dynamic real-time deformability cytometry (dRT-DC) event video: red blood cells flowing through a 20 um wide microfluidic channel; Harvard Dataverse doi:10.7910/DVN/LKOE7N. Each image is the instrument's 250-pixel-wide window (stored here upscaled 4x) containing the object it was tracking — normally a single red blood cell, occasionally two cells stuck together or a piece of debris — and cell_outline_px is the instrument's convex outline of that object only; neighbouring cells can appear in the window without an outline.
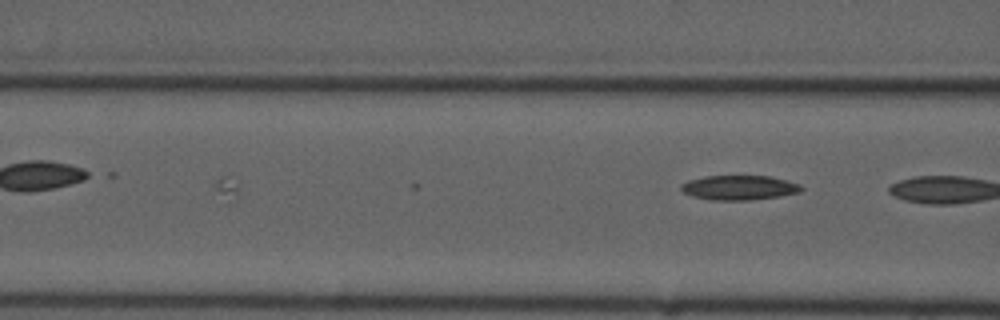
{"species": "common noctule bat (a hibernating species)", "species_latin": "Nyctalus noctula", "temperature_condition": "cold", "stored_images_in_passage": 4, "camera_frame_rate_fps": 3000, "um_per_image_px": 0.085, "animal": {"sex": "male", "forearm_length_mm": 52.5}, "frame": {"image": 1, "passage_image": 3, "time_ms": 2.333, "image_size_px": [1000, 320], "cell_outline_px": [[804, 188], [800, 192], [780, 196], [748, 200], [712, 200], [692, 196], [684, 192], [680, 188], [680, 184], [688, 180], [704, 176], [768, 176], [800, 184]], "centroid_in_image_um": [62.81, 15.95], "position_along_channel_um": 103.8, "area_um2": 17.17}}